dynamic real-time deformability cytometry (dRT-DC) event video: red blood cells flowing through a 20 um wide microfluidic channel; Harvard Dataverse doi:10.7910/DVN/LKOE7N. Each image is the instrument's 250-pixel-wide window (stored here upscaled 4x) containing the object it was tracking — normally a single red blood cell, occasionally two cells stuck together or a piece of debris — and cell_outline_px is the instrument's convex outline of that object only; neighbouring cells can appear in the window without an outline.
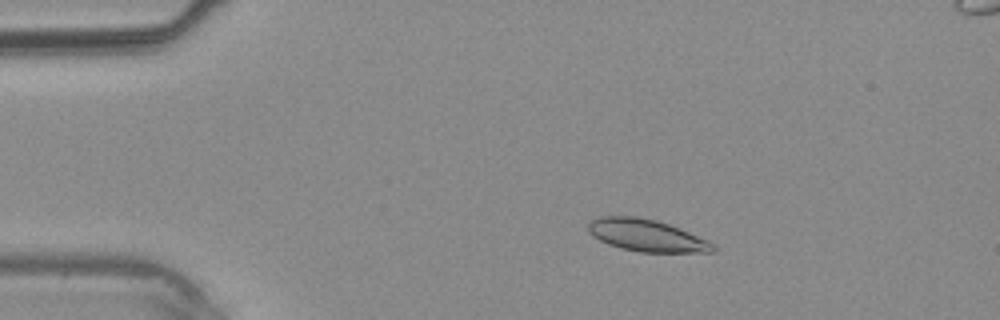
{"species": "common noctule bat (a hibernating species)", "species_latin": "Nyctalus noctula", "temperature_condition": "warm", "stored_images_in_passage": 38, "segment_of_instrument_passage": [1, 2], "camera_frame_rate_fps": 3000, "um_per_image_px": 0.085, "animal": {"sex": "male", "body_mass_g": 20.4}, "frame": {"image": 1, "passage_image": 6, "time_ms": 1.667, "image_size_px": [1000, 320], "cell_outline_px": [[716, 252], [640, 252], [620, 248], [608, 244], [592, 236], [588, 232], [588, 224], [592, 220], [600, 216], [636, 216], [656, 220], [680, 228], [708, 240], [716, 244]], "centroid_in_image_um": [54.98, 20.01], "position_along_channel_um": 30.0, "area_um2": 23.47}}
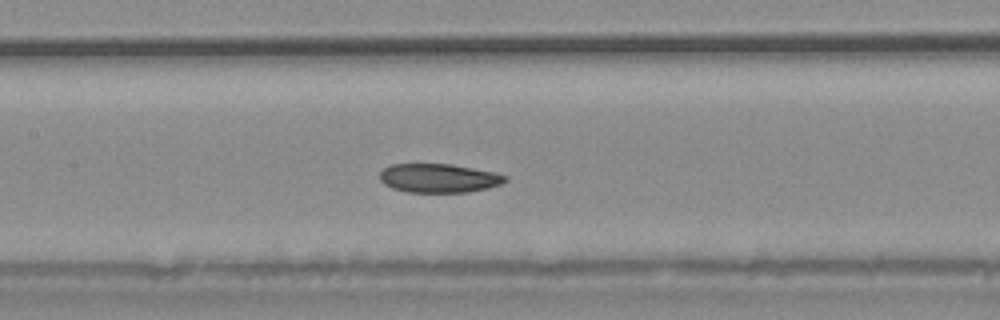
{"frame": {"image": 2, "passage_image": 17, "time_ms": 5.333, "image_size_px": [1000, 320], "cell_outline_px": [[508, 180], [500, 184], [488, 188], [468, 192], [408, 192], [392, 188], [384, 184], [380, 180], [380, 172], [384, 168], [392, 164], [452, 164], [496, 172], [508, 176]], "centroid_in_image_um": [37.32, 15.14], "position_along_channel_um": 170.1, "area_um2": 21.21}}
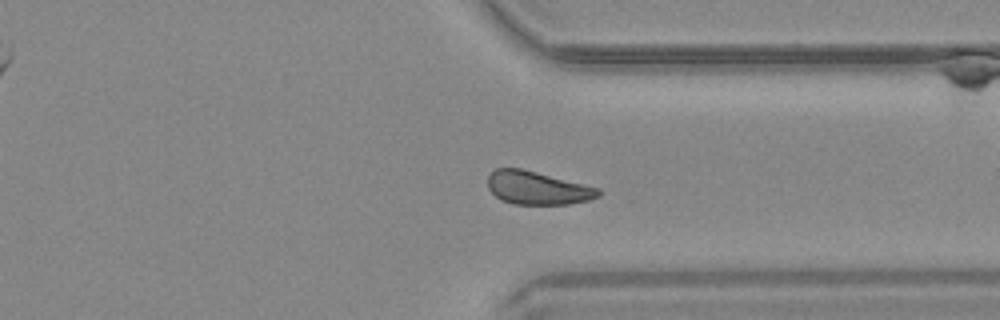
{"frame": {"image": 3, "passage_image": 28, "time_ms": 9.0, "image_size_px": [1000, 320], "cell_outline_px": [[600, 196], [588, 200], [568, 204], [512, 204], [500, 200], [488, 188], [488, 176], [496, 168], [520, 168], [600, 188]], "centroid_in_image_um": [45.67, 15.98], "position_along_channel_um": 365.7, "area_um2": 21.27}}